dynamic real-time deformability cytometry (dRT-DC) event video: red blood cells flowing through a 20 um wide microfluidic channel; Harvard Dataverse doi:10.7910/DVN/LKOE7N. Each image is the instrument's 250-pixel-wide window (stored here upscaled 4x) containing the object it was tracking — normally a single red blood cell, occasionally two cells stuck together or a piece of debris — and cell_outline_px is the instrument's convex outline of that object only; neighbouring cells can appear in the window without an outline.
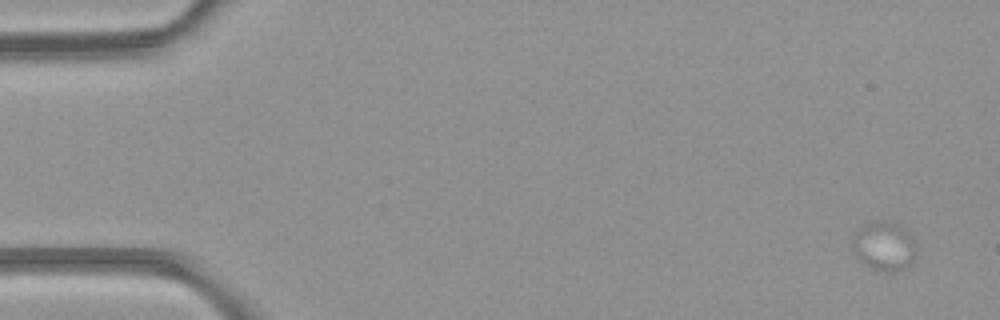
{"species": "common noctule bat (a hibernating species)", "species_latin": "Nyctalus noctula", "temperature_condition": "room temperature", "stored_images_in_passage": 4, "camera_frame_rate_fps": 3000, "um_per_image_px": 0.085, "animal": {"sex": "female", "body_mass_g": 21.9}, "frame": {"image": 1, "passage_image": 1, "time_ms": 0.0, "image_size_px": [1000, 320], "cell_outline_px": [[916, 244], [912, 260], [900, 268], [872, 268], [860, 260], [856, 256], [852, 248], [852, 236], [860, 228], [868, 224], [896, 224], [912, 236]], "centroid_in_image_um": [75.1, 20.9], "position_along_channel_um": 9.9, "area_um2": 16.7}}
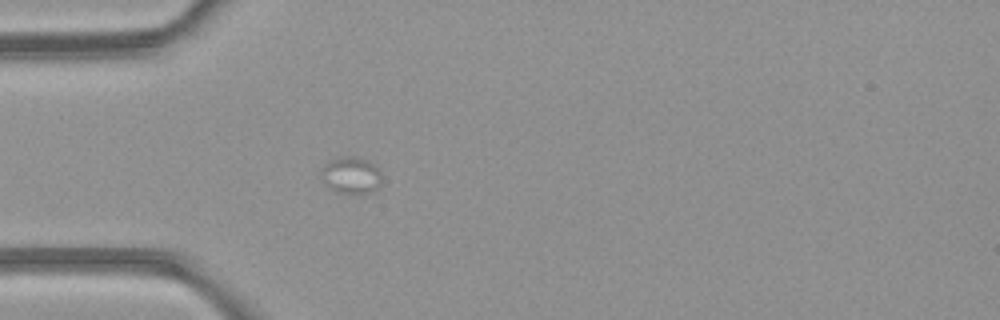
{"frame": {"image": 2, "passage_image": 4, "time_ms": 4.333, "image_size_px": [1000, 320], "cell_outline_px": [[380, 184], [372, 192], [360, 196], [336, 192], [328, 188], [320, 176], [320, 172], [324, 164], [340, 156], [356, 156], [364, 160], [376, 168], [380, 172]], "centroid_in_image_um": [29.79, 14.95], "position_along_channel_um": 55.2, "area_um2": 13.18}}